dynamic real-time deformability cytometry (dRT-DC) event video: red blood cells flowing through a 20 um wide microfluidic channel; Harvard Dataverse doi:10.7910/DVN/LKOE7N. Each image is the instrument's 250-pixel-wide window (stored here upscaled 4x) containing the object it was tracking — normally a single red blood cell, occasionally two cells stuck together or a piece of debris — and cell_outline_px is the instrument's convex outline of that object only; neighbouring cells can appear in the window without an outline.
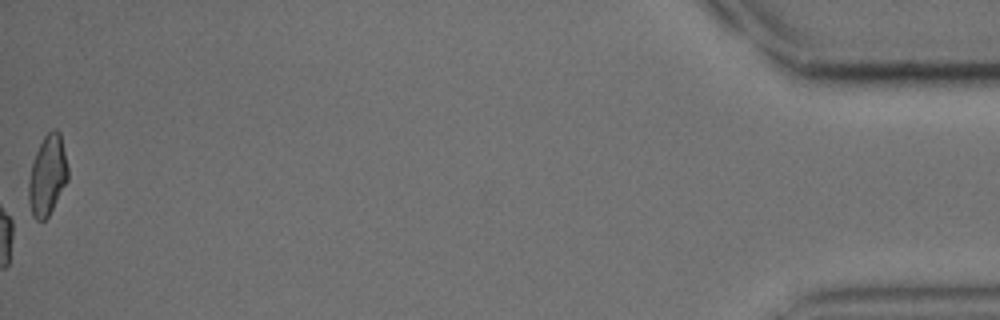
{"species": "common noctule bat (a hibernating species)", "species_latin": "Nyctalus noctula", "temperature_condition": "cold", "stored_images_in_passage": 47, "camera_frame_rate_fps": 3000, "um_per_image_px": 0.085, "animal": {"sex": "male", "body_mass_g": 15.6}, "frame": {"image": 1, "passage_image": 47, "time_ms": 15.333, "image_size_px": [1000, 320], "cell_outline_px": [[68, 180], [48, 216], [44, 220], [36, 220], [32, 216], [28, 200], [28, 180], [32, 160], [44, 136], [52, 128], [56, 128], [60, 132], [68, 168]], "centroid_in_image_um": [4.02, 14.89], "position_along_channel_um": 431.2, "area_um2": 18.44}}